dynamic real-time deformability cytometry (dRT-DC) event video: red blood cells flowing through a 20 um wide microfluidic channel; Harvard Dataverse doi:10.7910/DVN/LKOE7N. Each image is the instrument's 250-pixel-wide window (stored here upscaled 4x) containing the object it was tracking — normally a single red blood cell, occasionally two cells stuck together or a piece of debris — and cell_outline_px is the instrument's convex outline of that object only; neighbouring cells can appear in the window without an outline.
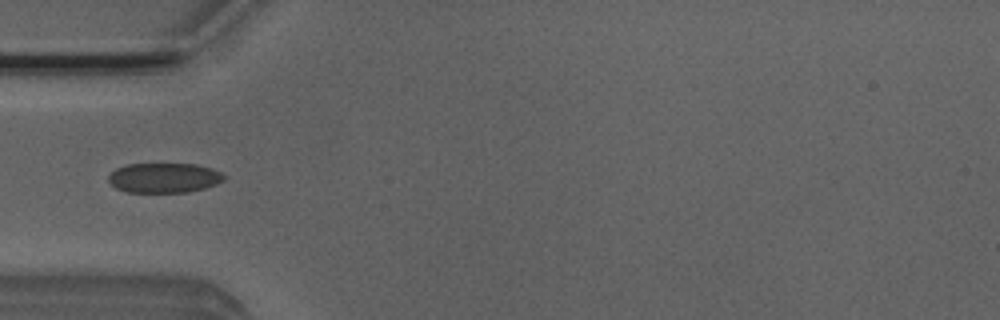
{"species": "Egyptian fruit bat (a non-hibernating species)", "species_latin": "Rousettus aegyptiacus", "temperature_condition": "room temperature", "stored_images_in_passage": 5, "camera_frame_rate_fps": 3000, "um_per_image_px": 0.085, "animal": {"sex": "male"}, "frame": {"image": 1, "passage_image": 5, "time_ms": 1.333, "image_size_px": [1000, 320], "cell_outline_px": [[224, 180], [216, 184], [204, 188], [188, 192], [128, 192], [116, 188], [108, 180], [108, 176], [116, 168], [128, 164], [196, 164], [212, 168], [220, 172], [224, 176]], "centroid_in_image_um": [13.95, 15.11], "position_along_channel_um": 71.1, "area_um2": 20.0}}